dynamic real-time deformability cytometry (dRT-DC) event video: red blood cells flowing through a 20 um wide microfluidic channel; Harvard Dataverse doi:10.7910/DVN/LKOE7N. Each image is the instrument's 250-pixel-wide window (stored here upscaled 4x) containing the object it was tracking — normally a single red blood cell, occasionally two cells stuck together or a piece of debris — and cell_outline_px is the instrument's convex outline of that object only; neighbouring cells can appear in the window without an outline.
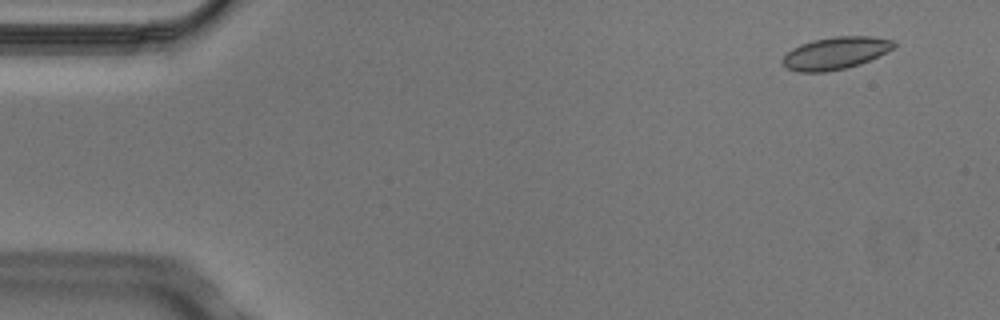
{"species": "Egyptian fruit bat (a non-hibernating species)", "species_latin": "Rousettus aegyptiacus", "temperature_condition": "cold", "stored_images_in_passage": 4, "camera_frame_rate_fps": 3000, "um_per_image_px": 0.085, "animal": {"sex": "male"}, "frame": {"image": 1, "passage_image": 1, "time_ms": 0.0, "image_size_px": [1000, 320], "cell_outline_px": [[896, 44], [892, 48], [860, 64], [844, 68], [824, 72], [796, 72], [788, 68], [780, 60], [792, 48], [800, 44], [812, 40], [832, 36], [872, 36], [892, 40]], "centroid_in_image_um": [70.96, 4.51], "position_along_channel_um": 14.0, "area_um2": 20.75}}